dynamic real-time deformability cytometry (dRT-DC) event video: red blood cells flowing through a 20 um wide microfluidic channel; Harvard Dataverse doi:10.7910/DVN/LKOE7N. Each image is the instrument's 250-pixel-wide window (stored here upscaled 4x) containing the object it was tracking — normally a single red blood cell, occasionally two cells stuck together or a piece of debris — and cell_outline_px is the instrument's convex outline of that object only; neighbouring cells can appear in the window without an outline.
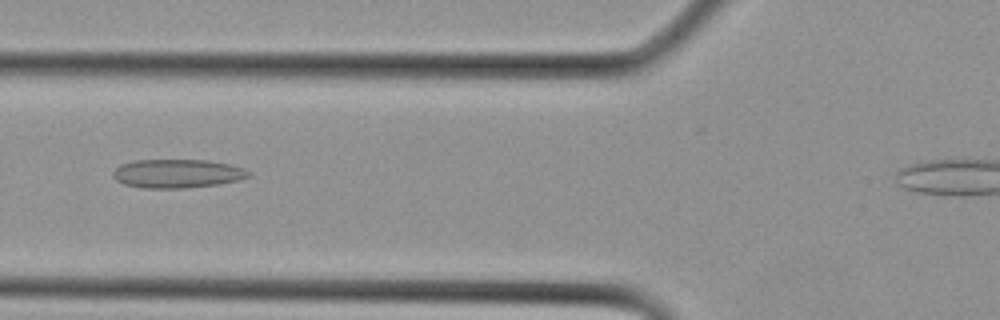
{"species": "Egyptian fruit bat (a non-hibernating species)", "species_latin": "Rousettus aegyptiacus", "temperature_condition": "cold", "stored_images_in_passage": 13, "camera_frame_rate_fps": 3000, "um_per_image_px": 0.085, "animal": {"sex": "female"}, "frame": {"image": 1, "passage_image": 9, "time_ms": 2.667, "image_size_px": [1000, 320], "cell_outline_px": [[252, 176], [240, 180], [220, 184], [184, 188], [140, 188], [124, 184], [116, 180], [112, 176], [112, 172], [120, 164], [132, 160], [208, 160], [228, 164], [244, 168], [252, 172]], "centroid_in_image_um": [15.08, 14.75], "position_along_channel_um": 110.7, "area_um2": 23.0}}
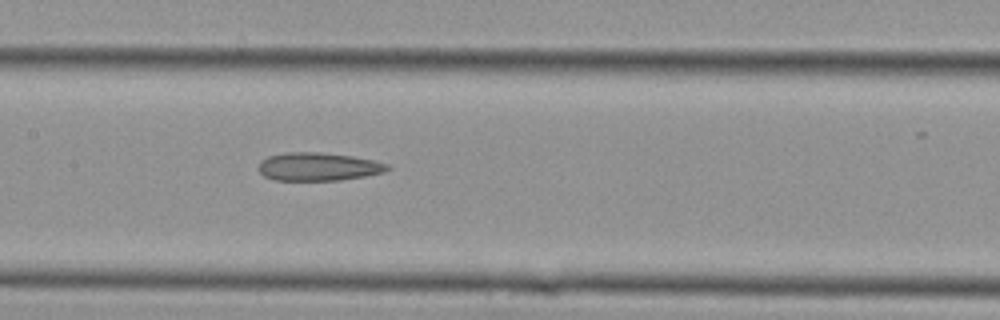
{"frame": {"image": 2, "passage_image": 12, "time_ms": 3.667, "image_size_px": [1000, 320], "cell_outline_px": [[392, 168], [384, 172], [364, 176], [340, 180], [276, 180], [264, 176], [256, 168], [260, 160], [268, 156], [288, 152], [320, 152], [352, 156], [372, 160], [388, 164]], "centroid_in_image_um": [27.02, 14.16], "position_along_channel_um": 180.4, "area_um2": 21.21}}